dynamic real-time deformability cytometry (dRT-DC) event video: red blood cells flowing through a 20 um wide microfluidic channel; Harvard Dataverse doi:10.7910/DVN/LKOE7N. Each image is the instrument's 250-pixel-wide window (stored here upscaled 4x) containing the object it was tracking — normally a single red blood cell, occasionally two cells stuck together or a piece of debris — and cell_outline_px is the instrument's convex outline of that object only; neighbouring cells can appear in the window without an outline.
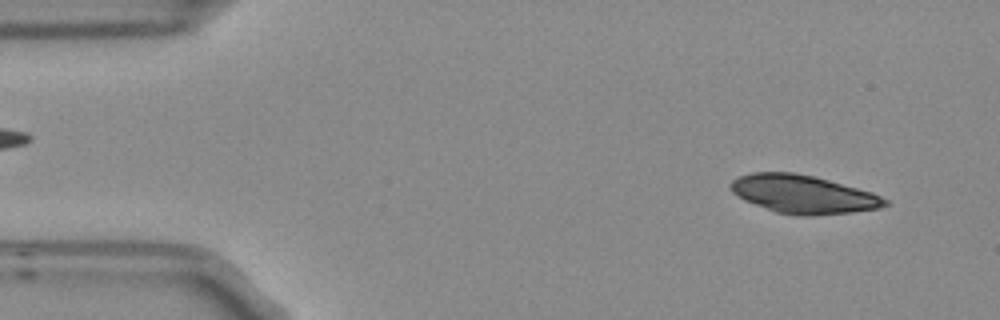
{"species": "Egyptian fruit bat (a non-hibernating species)", "species_latin": "Rousettus aegyptiacus", "temperature_condition": "room temperature", "stored_images_in_passage": 4, "camera_frame_rate_fps": 3000, "um_per_image_px": 0.085, "frame": {"image": 1, "passage_image": 1, "time_ms": 0.0, "image_size_px": [1000, 320], "cell_outline_px": [[888, 204], [876, 208], [852, 212], [812, 216], [804, 216], [776, 212], [744, 200], [732, 192], [728, 188], [728, 184], [732, 180], [740, 176], [752, 172], [796, 172], [816, 176], [872, 192], [888, 200]], "centroid_in_image_um": [68.23, 16.49], "position_along_channel_um": 16.8, "area_um2": 34.45}}